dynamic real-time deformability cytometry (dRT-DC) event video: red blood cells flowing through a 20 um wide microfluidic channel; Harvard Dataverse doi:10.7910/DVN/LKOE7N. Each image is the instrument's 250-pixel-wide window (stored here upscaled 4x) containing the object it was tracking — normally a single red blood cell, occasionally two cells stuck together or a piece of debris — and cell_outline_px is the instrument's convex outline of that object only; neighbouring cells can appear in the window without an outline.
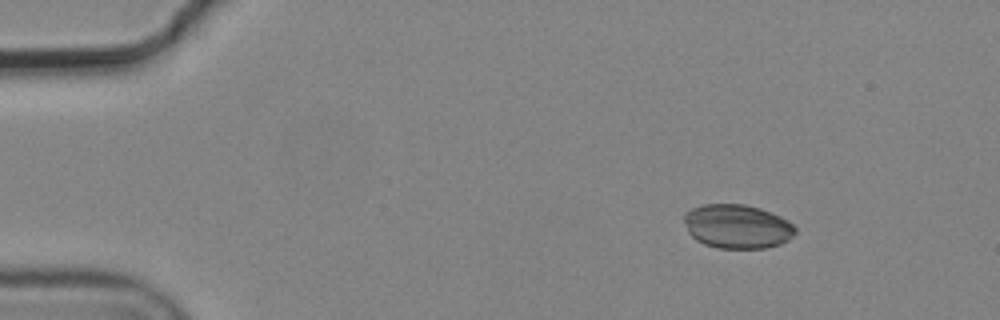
{"species": "common noctule bat (a hibernating species)", "species_latin": "Nyctalus noctula", "temperature_condition": "cold", "stored_images_in_passage": 6, "camera_frame_rate_fps": 3000, "um_per_image_px": 0.085, "animal": {"sex": "male", "body_mass_g": 19.2, "forearm_length_mm": 51.8}, "frame": {"image": 1, "passage_image": 3, "time_ms": 0.667, "image_size_px": [1000, 320], "cell_outline_px": [[796, 232], [788, 240], [780, 244], [764, 248], [716, 248], [704, 244], [696, 240], [688, 232], [684, 220], [684, 212], [692, 208], [704, 204], [744, 204], [760, 208], [780, 216], [788, 220], [796, 228]], "centroid_in_image_um": [62.65, 19.24], "position_along_channel_um": 22.3, "area_um2": 28.61}}
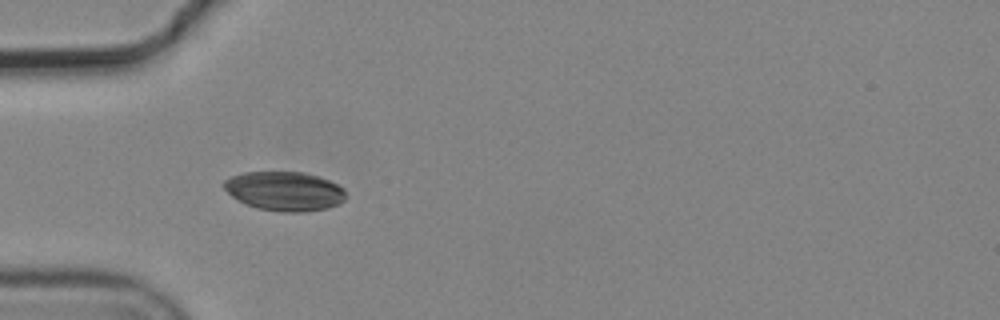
{"frame": {"image": 2, "passage_image": 5, "time_ms": 1.333, "image_size_px": [1000, 320], "cell_outline_px": [[344, 200], [328, 208], [304, 212], [284, 212], [260, 208], [248, 204], [232, 196], [224, 188], [224, 180], [232, 176], [244, 172], [304, 172], [320, 176], [344, 188]], "centroid_in_image_um": [24.2, 16.23], "position_along_channel_um": 60.8, "area_um2": 27.51}}
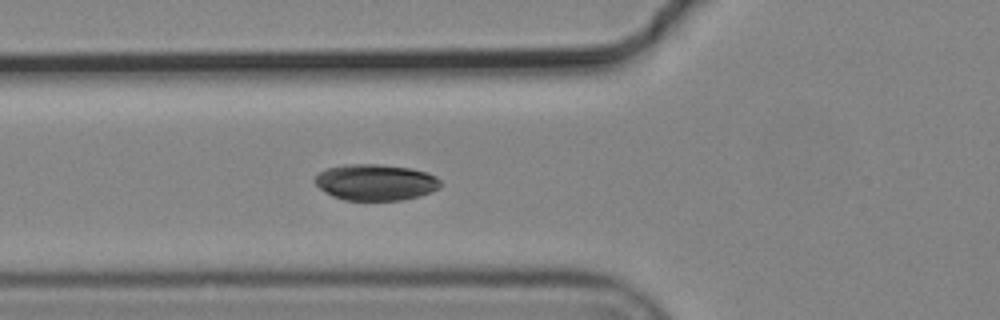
{"frame": {"image": 3, "passage_image": 6, "time_ms": 1.667, "image_size_px": [1000, 320], "cell_outline_px": [[444, 184], [440, 188], [420, 196], [400, 200], [344, 200], [332, 196], [320, 188], [312, 180], [320, 172], [328, 168], [344, 164], [380, 164], [412, 168], [428, 172], [436, 176]], "centroid_in_image_um": [31.96, 15.49], "position_along_channel_um": 93.8, "area_um2": 26.76}}